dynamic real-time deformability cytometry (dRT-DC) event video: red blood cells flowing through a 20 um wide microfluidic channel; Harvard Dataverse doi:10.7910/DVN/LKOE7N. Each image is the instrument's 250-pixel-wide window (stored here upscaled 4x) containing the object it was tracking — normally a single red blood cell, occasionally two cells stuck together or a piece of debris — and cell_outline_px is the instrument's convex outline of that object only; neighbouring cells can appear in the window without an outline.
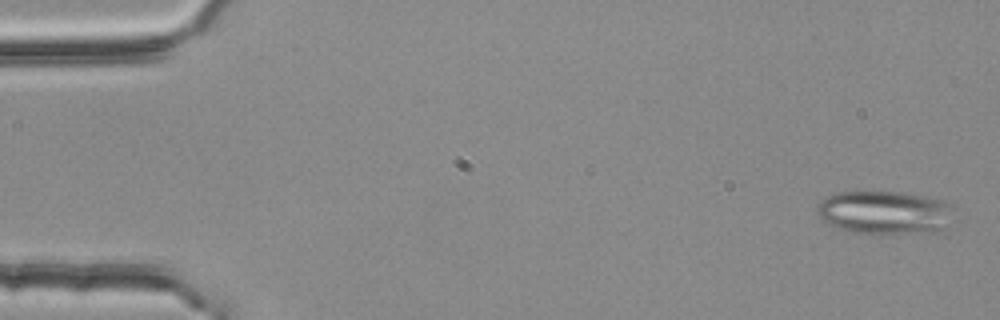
{"species": "common noctule bat (a hibernating species)", "species_latin": "Nyctalus noctula", "temperature_condition": "room temperature", "stored_images_in_passage": 55, "segment_of_instrument_passage": [1, 2], "camera_frame_rate_fps": 3000, "um_per_image_px": 0.085, "animal": {"sex": "female", "body_mass_g": 25.1}, "frame": {"image": 1, "passage_image": 2, "time_ms": 0.333, "image_size_px": [1000, 320], "cell_outline_px": [[952, 204], [940, 232], [936, 236], [852, 232], [836, 228], [828, 224], [816, 212], [816, 208], [820, 200], [836, 192], [904, 192], [944, 200]], "centroid_in_image_um": [75.18, 18.09], "position_along_channel_um": 9.8, "area_um2": 35.03}}